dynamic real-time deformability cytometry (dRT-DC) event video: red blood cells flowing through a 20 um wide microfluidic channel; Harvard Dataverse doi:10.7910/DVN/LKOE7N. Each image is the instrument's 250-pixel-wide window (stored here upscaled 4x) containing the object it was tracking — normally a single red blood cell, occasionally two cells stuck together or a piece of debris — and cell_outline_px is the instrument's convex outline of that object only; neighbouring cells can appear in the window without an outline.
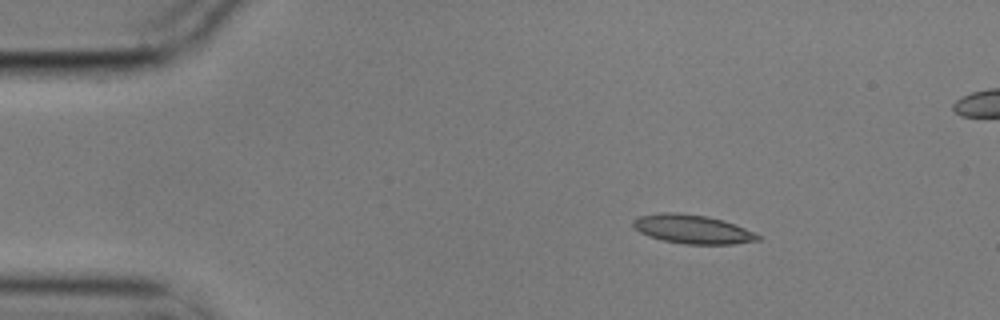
{"species": "common noctule bat (a hibernating species)", "species_latin": "Nyctalus noctula", "temperature_condition": "cold", "stored_images_in_passage": 4, "camera_frame_rate_fps": 3000, "um_per_image_px": 0.085, "animal": {"sex": "male", "body_mass_g": 17.9}, "frame": {"image": 1, "passage_image": 1, "time_ms": 0.0, "image_size_px": [1000, 320], "cell_outline_px": [[760, 240], [732, 244], [684, 244], [664, 240], [648, 236], [640, 232], [632, 224], [632, 220], [640, 216], [664, 212], [680, 212], [708, 216], [744, 228], [760, 236]], "centroid_in_image_um": [58.82, 19.48], "position_along_channel_um": 26.2, "area_um2": 20.69}}